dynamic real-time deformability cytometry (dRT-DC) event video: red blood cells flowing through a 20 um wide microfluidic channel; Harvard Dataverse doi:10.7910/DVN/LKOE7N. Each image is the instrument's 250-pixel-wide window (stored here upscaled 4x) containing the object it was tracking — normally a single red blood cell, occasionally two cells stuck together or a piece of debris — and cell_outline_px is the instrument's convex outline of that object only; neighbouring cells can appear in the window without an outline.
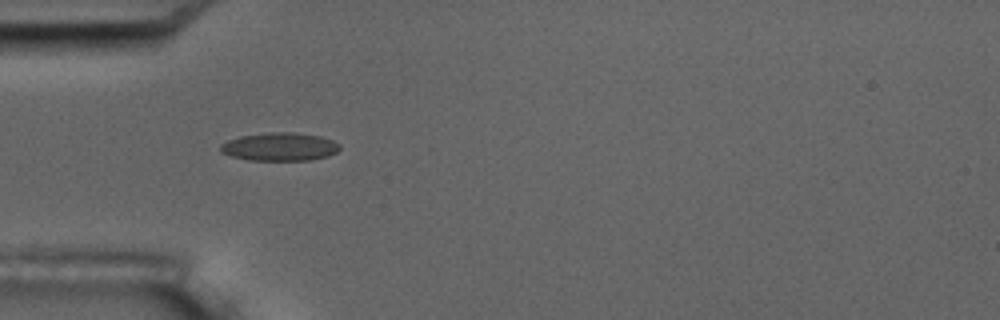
{"species": "common noctule bat (a hibernating species)", "species_latin": "Nyctalus noctula", "temperature_condition": "room temperature", "stored_images_in_passage": 2, "camera_frame_rate_fps": 3000, "um_per_image_px": 0.085, "animal": {"sex": "male", "body_mass_g": 17.5, "forearm_length_mm": 52.3}, "frame": {"image": 1, "passage_image": 1, "time_ms": 0.0, "image_size_px": [1000, 320], "cell_outline_px": [[340, 148], [336, 152], [328, 156], [312, 160], [248, 160], [232, 156], [220, 152], [220, 144], [228, 140], [240, 136], [268, 132], [292, 132], [320, 136], [332, 140], [340, 144]], "centroid_in_image_um": [23.77, 12.47], "position_along_channel_um": 61.2, "area_um2": 19.65}}